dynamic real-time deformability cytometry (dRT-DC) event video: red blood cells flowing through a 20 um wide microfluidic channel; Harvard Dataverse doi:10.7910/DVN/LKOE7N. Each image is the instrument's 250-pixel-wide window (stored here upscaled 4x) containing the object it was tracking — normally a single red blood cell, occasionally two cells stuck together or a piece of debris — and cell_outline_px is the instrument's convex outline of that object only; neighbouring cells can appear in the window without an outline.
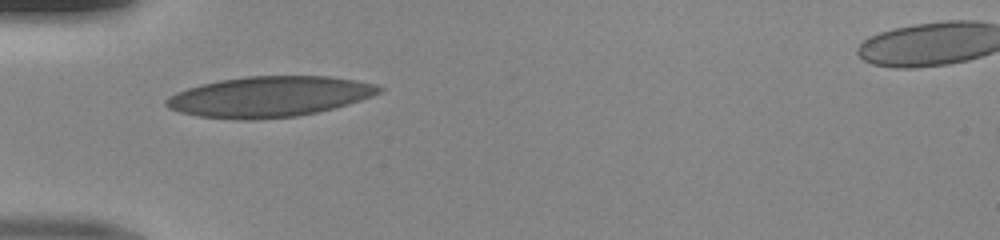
{"species": "human", "species_latin": "Homo sapiens", "temperature_condition": "room temperature", "stored_images_in_passage": 34, "camera_frame_rate_fps": 3000, "um_per_image_px": 0.085, "donor": {"sex": "male"}, "frame": {"image": 1, "passage_image": 1, "time_ms": 0.0, "image_size_px": [1000, 240], "cell_outline_px": [[384, 88], [380, 92], [372, 96], [360, 100], [332, 108], [316, 112], [296, 116], [256, 120], [236, 120], [200, 116], [180, 112], [168, 108], [164, 104], [164, 100], [168, 96], [176, 92], [200, 84], [220, 80], [244, 76], [328, 76], [356, 80], [376, 84]], "centroid_in_image_um": [22.86, 8.21], "position_along_channel_um": 62.1, "area_um2": 50.34}}
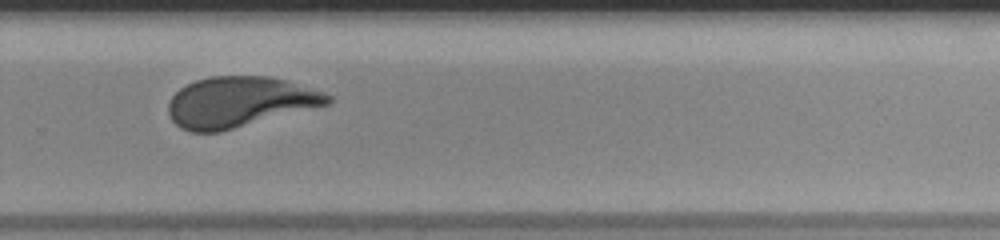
{"frame": {"image": 2, "passage_image": 19, "time_ms": 6.0, "image_size_px": [1000, 240], "cell_outline_px": [[332, 100], [328, 104], [220, 132], [192, 132], [180, 128], [172, 120], [168, 112], [168, 104], [172, 96], [180, 88], [196, 80], [212, 76], [268, 76], [284, 80], [324, 92], [332, 96]], "centroid_in_image_um": [20.32, 8.67], "position_along_channel_um": 309.5, "area_um2": 46.53}}
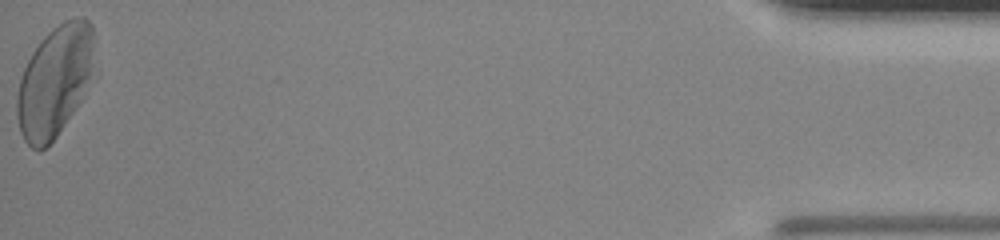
{"frame": {"image": 3, "passage_image": 34, "time_ms": 11.0, "image_size_px": [1000, 240], "cell_outline_px": [[92, 36], [88, 76], [80, 100], [56, 136], [40, 152], [32, 148], [24, 140], [20, 132], [16, 112], [16, 100], [20, 80], [24, 68], [32, 52], [40, 40], [52, 28], [64, 20], [76, 16], [80, 16], [88, 20], [92, 24]], "centroid_in_image_um": [4.56, 6.9], "position_along_channel_um": 430.6, "area_um2": 48.67}}